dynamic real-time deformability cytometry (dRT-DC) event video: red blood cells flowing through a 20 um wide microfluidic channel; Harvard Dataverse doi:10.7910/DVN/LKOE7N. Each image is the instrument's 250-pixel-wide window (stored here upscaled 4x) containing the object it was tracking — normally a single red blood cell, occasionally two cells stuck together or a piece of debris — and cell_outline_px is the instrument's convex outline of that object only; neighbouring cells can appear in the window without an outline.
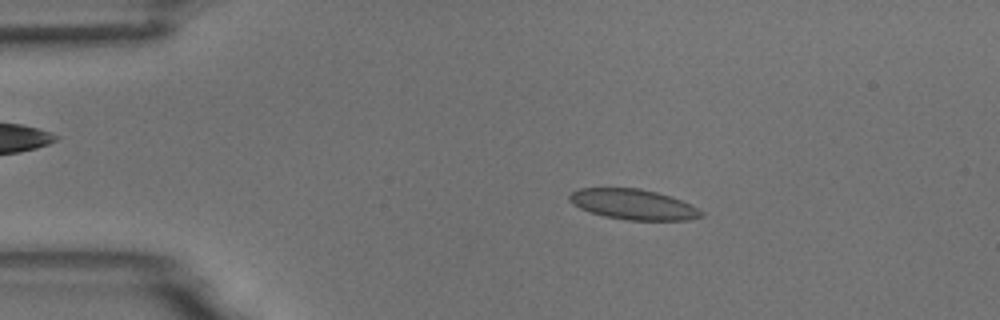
{"species": "common noctule bat (a hibernating species)", "species_latin": "Nyctalus noctula", "temperature_condition": "room temperature", "stored_images_in_passage": 46, "camera_frame_rate_fps": 3000, "um_per_image_px": 0.085, "animal": {"sex": "male", "body_mass_g": 18.8}, "frame": {"image": 1, "passage_image": 2, "time_ms": 0.333, "image_size_px": [1000, 320], "cell_outline_px": [[704, 216], [688, 220], [628, 220], [604, 216], [580, 208], [572, 204], [568, 200], [568, 196], [572, 192], [580, 188], [640, 188], [656, 192], [680, 200], [704, 212]], "centroid_in_image_um": [53.8, 17.37], "position_along_channel_um": 31.2, "area_um2": 23.12}}
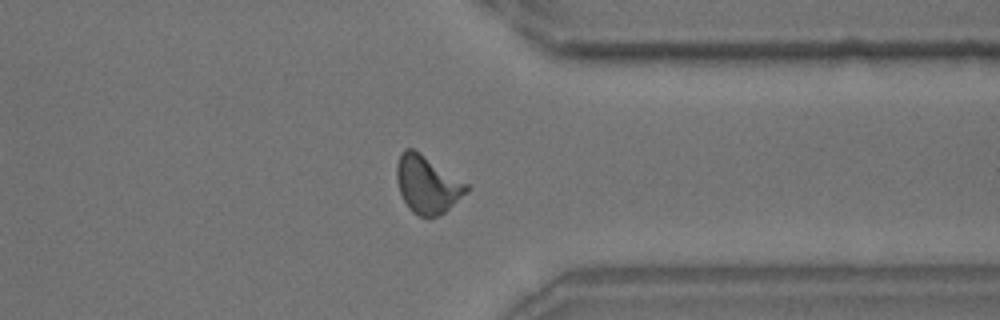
{"frame": {"image": 2, "passage_image": 34, "time_ms": 11.0, "image_size_px": [1000, 320], "cell_outline_px": [[472, 188], [468, 192], [444, 212], [436, 216], [420, 216], [412, 212], [408, 208], [400, 192], [396, 176], [396, 164], [400, 152], [404, 148], [412, 148], [420, 152], [468, 184]], "centroid_in_image_um": [36.31, 15.65], "position_along_channel_um": 375.1, "area_um2": 23.41}}
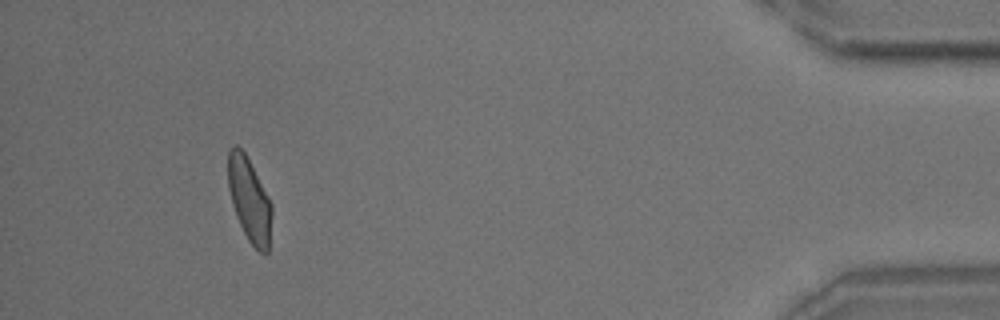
{"frame": {"image": 3, "passage_image": 42, "time_ms": 13.667, "image_size_px": [1000, 320], "cell_outline_px": [[272, 216], [268, 252], [264, 256], [248, 240], [236, 216], [232, 204], [228, 188], [228, 148], [232, 144], [236, 144], [244, 152], [268, 196], [272, 204]], "centroid_in_image_um": [21.19, 16.98], "position_along_channel_um": 414.0, "area_um2": 21.39}, "authors_computed_cell_mechanics": {"area_um2": 22.2241, "velocity_mm_per_s": 3.7164, "shape_relaxation_time_tau1_ms": 4.658, "shape_relaxation_time_tau2_ms": 0.9925, "deformation_change_tau1": 0.1293, "deformation_change_tau2": 0.0651}}